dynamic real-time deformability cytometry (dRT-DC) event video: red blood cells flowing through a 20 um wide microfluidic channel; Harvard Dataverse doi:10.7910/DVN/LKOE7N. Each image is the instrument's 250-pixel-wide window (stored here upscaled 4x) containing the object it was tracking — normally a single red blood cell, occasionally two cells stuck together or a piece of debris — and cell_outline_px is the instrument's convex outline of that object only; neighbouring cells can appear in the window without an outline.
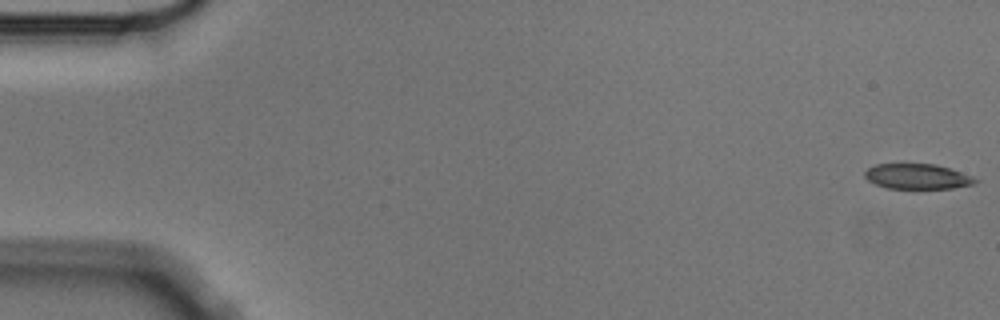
{"species": "Egyptian fruit bat (a non-hibernating species)", "species_latin": "Rousettus aegyptiacus", "temperature_condition": "cold", "stored_images_in_passage": 5, "camera_frame_rate_fps": 3000, "um_per_image_px": 0.085, "animal": {"sex": "male"}, "frame": {"image": 1, "passage_image": 1, "time_ms": 0.0, "image_size_px": [1000, 320], "cell_outline_px": [[980, 180], [976, 184], [952, 188], [888, 188], [876, 184], [868, 180], [864, 176], [864, 172], [868, 168], [876, 164], [936, 164], [972, 176]], "centroid_in_image_um": [77.99, 15.0], "position_along_channel_um": 7.0, "area_um2": 16.13}}
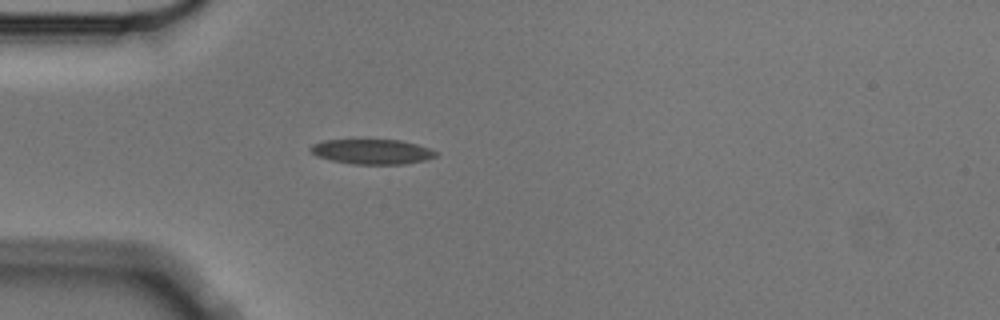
{"frame": {"image": 2, "passage_image": 5, "time_ms": 1.333, "image_size_px": [1000, 320], "cell_outline_px": [[440, 152], [436, 156], [428, 160], [404, 164], [352, 164], [332, 160], [316, 156], [308, 148], [312, 144], [324, 140], [400, 140], [416, 144]], "centroid_in_image_um": [31.65, 12.89], "position_along_channel_um": 53.4, "area_um2": 18.26}}